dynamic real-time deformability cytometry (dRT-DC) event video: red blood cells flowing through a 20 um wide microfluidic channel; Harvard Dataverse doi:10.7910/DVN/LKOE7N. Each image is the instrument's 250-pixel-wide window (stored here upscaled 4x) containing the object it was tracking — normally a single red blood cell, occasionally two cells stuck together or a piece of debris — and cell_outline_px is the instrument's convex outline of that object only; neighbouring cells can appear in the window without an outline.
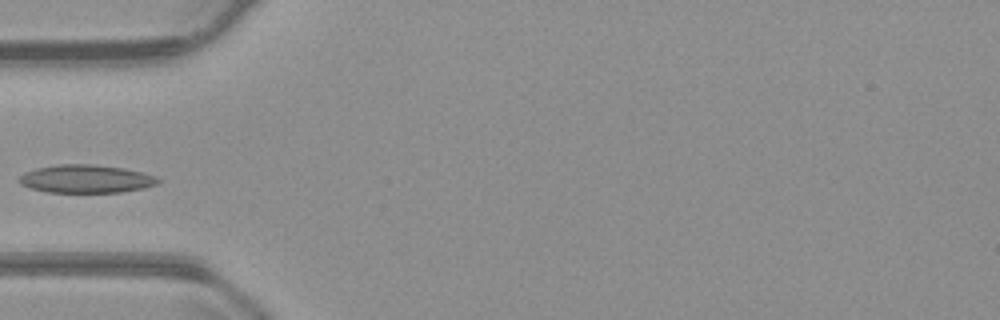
{"species": "common noctule bat (a hibernating species)", "species_latin": "Nyctalus noctula", "temperature_condition": "warm", "stored_images_in_passage": 38, "camera_frame_rate_fps": 3000, "um_per_image_px": 0.085, "animal": {"sex": "male", "body_mass_g": 23.1, "forearm_length_mm": 52.7}, "frame": {"image": 1, "passage_image": 1, "time_ms": 0.0, "image_size_px": [1000, 320], "cell_outline_px": [[160, 180], [156, 184], [144, 188], [120, 192], [48, 192], [32, 188], [20, 184], [16, 180], [24, 172], [36, 168], [56, 164], [92, 164], [124, 168], [156, 176]], "centroid_in_image_um": [7.27, 15.2], "position_along_channel_um": 77.7, "area_um2": 22.72}}
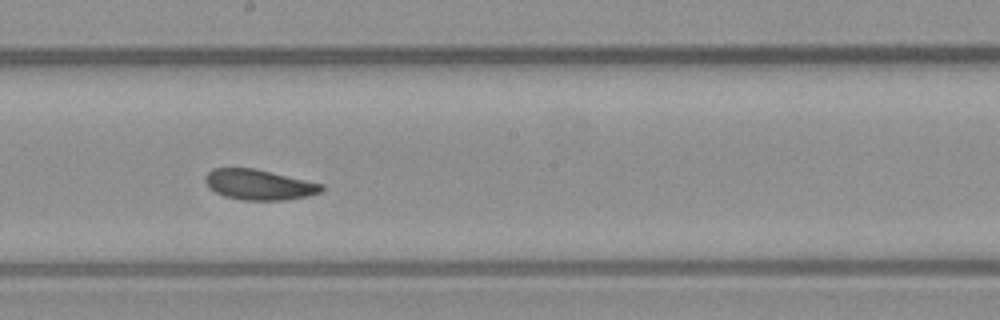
{"frame": {"image": 2, "passage_image": 13, "time_ms": 4.0, "image_size_px": [1000, 320], "cell_outline_px": [[324, 188], [320, 192], [308, 196], [288, 200], [244, 200], [224, 196], [208, 188], [204, 180], [204, 176], [212, 168], [256, 168], [324, 184]], "centroid_in_image_um": [22.01, 15.69], "position_along_channel_um": 226.2, "area_um2": 20.81}}
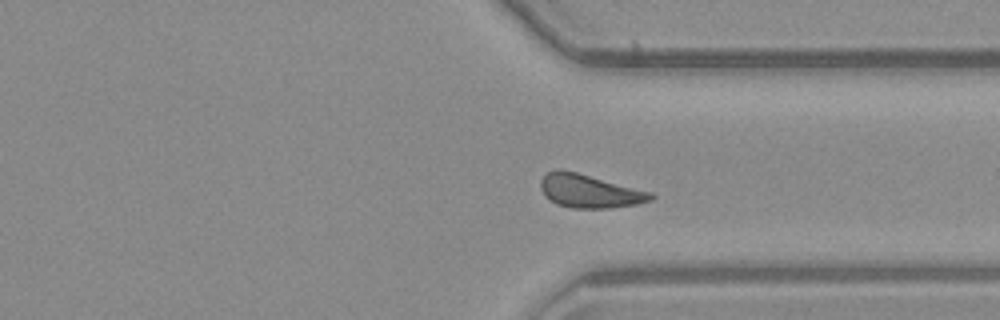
{"frame": {"image": 3, "passage_image": 24, "time_ms": 7.667, "image_size_px": [1000, 320], "cell_outline_px": [[656, 196], [652, 200], [636, 204], [608, 208], [572, 208], [556, 204], [544, 196], [540, 188], [540, 180], [548, 172], [556, 168], [560, 168], [576, 172], [652, 192]], "centroid_in_image_um": [50.08, 16.24], "position_along_channel_um": 361.3, "area_um2": 21.5}}